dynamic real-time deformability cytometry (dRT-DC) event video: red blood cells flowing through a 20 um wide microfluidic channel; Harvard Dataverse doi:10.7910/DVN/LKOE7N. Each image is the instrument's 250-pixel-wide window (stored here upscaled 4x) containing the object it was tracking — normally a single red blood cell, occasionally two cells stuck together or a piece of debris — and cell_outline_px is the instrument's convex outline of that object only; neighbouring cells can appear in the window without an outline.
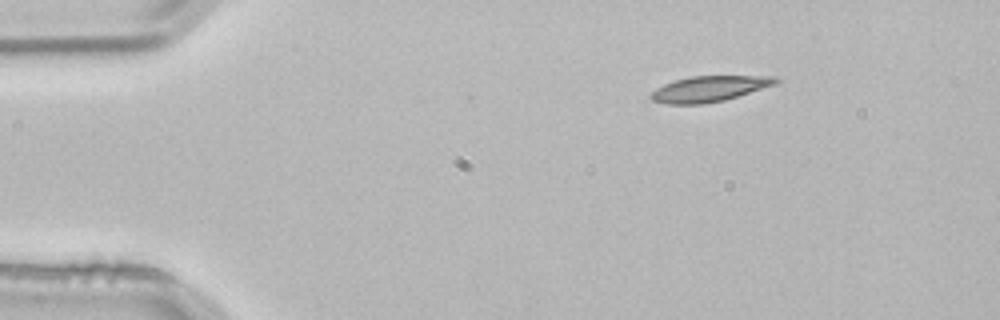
{"species": "common noctule bat (a hibernating species)", "species_latin": "Nyctalus noctula", "temperature_condition": "room temperature", "stored_images_in_passage": 2, "camera_frame_rate_fps": 3000, "um_per_image_px": 0.085, "animal": {"sex": "male", "body_mass_g": 21.5, "forearm_length_mm": 52.0}, "frame": {"image": 1, "passage_image": 1, "time_ms": 0.0, "image_size_px": [1000, 320], "cell_outline_px": [[780, 80], [776, 84], [724, 100], [700, 104], [668, 104], [652, 100], [648, 96], [656, 88], [664, 84], [676, 80], [692, 76], [776, 76]], "centroid_in_image_um": [60.28, 7.54], "position_along_channel_um": 24.7, "area_um2": 18.5}}